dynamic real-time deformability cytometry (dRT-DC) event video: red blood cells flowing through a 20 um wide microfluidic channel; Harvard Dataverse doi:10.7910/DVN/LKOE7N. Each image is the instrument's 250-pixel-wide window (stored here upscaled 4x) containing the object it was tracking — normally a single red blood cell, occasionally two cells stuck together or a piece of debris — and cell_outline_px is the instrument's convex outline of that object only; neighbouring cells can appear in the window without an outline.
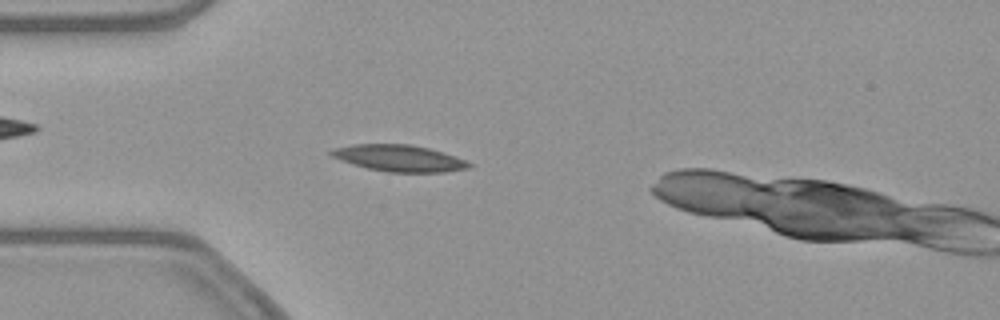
{"species": "common noctule bat (a hibernating species)", "species_latin": "Nyctalus noctula", "temperature_condition": "warm", "stored_images_in_passage": 49, "camera_frame_rate_fps": 3000, "um_per_image_px": 0.085, "animal": {"sex": "female", "body_mass_g": 21.9}, "frame": {"image": 1, "passage_image": 12, "time_ms": 3.667, "image_size_px": [1000, 320], "cell_outline_px": [[472, 164], [468, 168], [444, 172], [388, 172], [368, 168], [352, 164], [340, 160], [332, 156], [328, 152], [332, 148], [352, 144], [408, 144], [428, 148], [444, 152], [456, 156]], "centroid_in_image_um": [33.89, 13.44], "position_along_channel_um": 51.1, "area_um2": 21.27}}
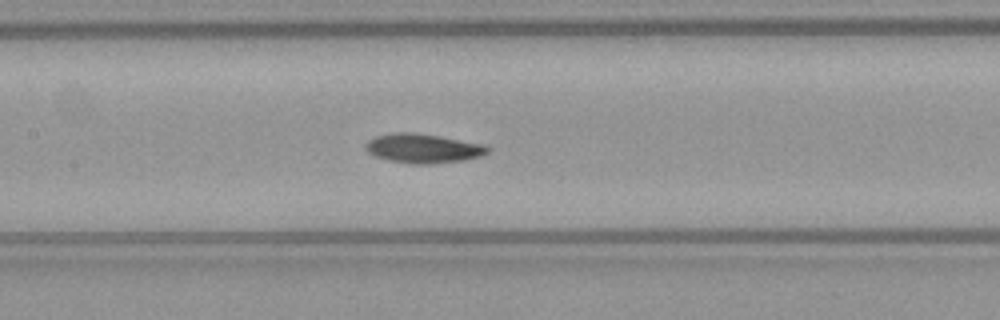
{"frame": {"image": 2, "passage_image": 22, "time_ms": 7.0, "image_size_px": [1000, 320], "cell_outline_px": [[492, 148], [488, 152], [480, 156], [464, 160], [432, 164], [408, 164], [388, 160], [376, 156], [368, 152], [364, 148], [364, 144], [368, 140], [376, 136], [392, 132], [412, 132], [440, 136], [484, 144]], "centroid_in_image_um": [35.95, 12.61], "position_along_channel_um": 171.4, "area_um2": 21.04}}
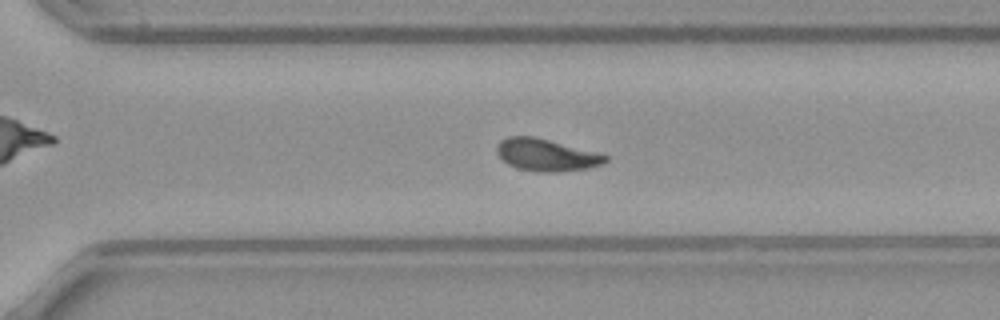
{"frame": {"image": 3, "passage_image": 34, "time_ms": 11.0, "image_size_px": [1000, 320], "cell_outline_px": [[608, 160], [604, 164], [588, 168], [560, 172], [540, 172], [516, 168], [508, 164], [496, 152], [496, 144], [500, 140], [508, 136], [536, 136], [596, 152], [608, 156]], "centroid_in_image_um": [46.43, 13.16], "position_along_channel_um": 324.2, "area_um2": 20.52}}